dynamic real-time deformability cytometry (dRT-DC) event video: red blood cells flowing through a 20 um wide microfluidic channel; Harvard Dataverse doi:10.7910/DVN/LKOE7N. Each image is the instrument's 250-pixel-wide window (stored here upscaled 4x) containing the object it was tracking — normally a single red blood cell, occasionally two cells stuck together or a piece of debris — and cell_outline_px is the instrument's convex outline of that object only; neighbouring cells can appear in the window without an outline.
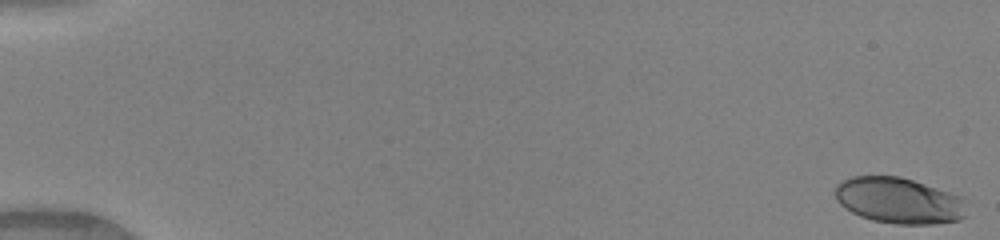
{"species": "human", "species_latin": "Homo sapiens", "temperature_condition": "warm", "stored_images_in_passage": 46, "camera_frame_rate_fps": 3000, "um_per_image_px": 0.085, "donor": {"sex": "female"}, "frame": {"image": 1, "passage_image": 1, "time_ms": 0.0, "image_size_px": [1000, 240], "cell_outline_px": [[964, 216], [960, 220], [932, 224], [896, 224], [872, 220], [860, 216], [844, 208], [836, 200], [836, 184], [852, 176], [900, 176], [948, 192], [956, 196], [960, 200]], "centroid_in_image_um": [76.31, 17.05], "position_along_channel_um": 8.7, "area_um2": 34.56}}
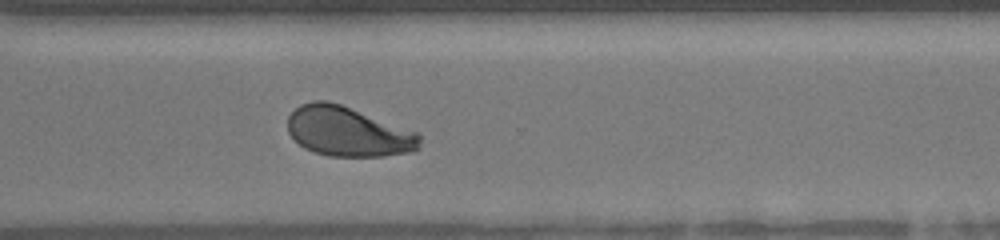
{"frame": {"image": 2, "passage_image": 38, "time_ms": 12.333, "image_size_px": [1000, 240], "cell_outline_px": [[420, 148], [412, 152], [384, 156], [328, 156], [304, 148], [288, 132], [288, 116], [300, 104], [312, 100], [328, 100], [340, 104], [420, 132]], "centroid_in_image_um": [29.61, 11.18], "position_along_channel_um": 341.0, "area_um2": 38.49}}
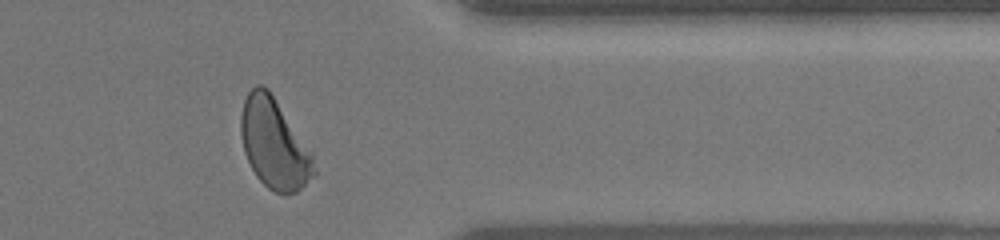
{"frame": {"image": 3, "passage_image": 42, "time_ms": 13.667, "image_size_px": [1000, 240], "cell_outline_px": [[316, 176], [296, 192], [276, 192], [268, 188], [256, 176], [244, 152], [240, 136], [240, 116], [244, 100], [248, 92], [256, 84], [260, 84], [268, 88], [312, 152], [316, 168]], "centroid_in_image_um": [23.3, 12.21], "position_along_channel_um": 388.1, "area_um2": 38.32}, "authors_computed_cell_mechanics": {"area_um2": 37.8879, "velocity_mm_per_s": 4.1139, "shape_relaxation_time_tau1_ms": 3.6509, "shape_relaxation_time_tau2_ms": 0.7988, "deformation_change_tau1": 0.1775, "deformation_change_tau2": 0.0649}}